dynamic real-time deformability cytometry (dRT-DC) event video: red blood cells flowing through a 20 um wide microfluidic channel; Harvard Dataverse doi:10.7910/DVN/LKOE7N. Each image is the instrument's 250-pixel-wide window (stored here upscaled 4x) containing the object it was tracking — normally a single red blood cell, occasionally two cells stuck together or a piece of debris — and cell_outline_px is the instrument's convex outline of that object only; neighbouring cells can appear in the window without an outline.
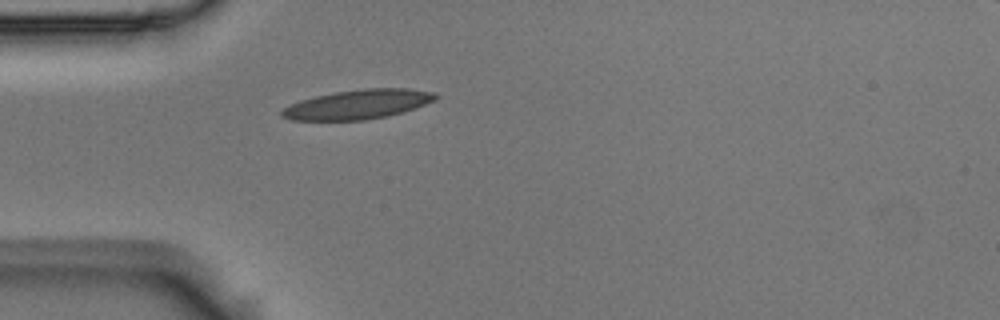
{"species": "Egyptian fruit bat (a non-hibernating species)", "species_latin": "Rousettus aegyptiacus", "temperature_condition": "room temperature", "stored_images_in_passage": 1, "camera_frame_rate_fps": 3000, "um_per_image_px": 0.085, "animal": {"sex": "male"}, "frame": {"image": 1, "passage_image": 1, "time_ms": 0.0, "image_size_px": [1000, 320], "cell_outline_px": [[440, 96], [436, 100], [388, 116], [364, 120], [292, 120], [280, 116], [280, 112], [284, 108], [300, 100], [316, 96], [336, 92], [368, 88], [408, 88], [436, 92]], "centroid_in_image_um": [30.44, 8.87], "position_along_channel_um": 54.6, "area_um2": 26.13}}